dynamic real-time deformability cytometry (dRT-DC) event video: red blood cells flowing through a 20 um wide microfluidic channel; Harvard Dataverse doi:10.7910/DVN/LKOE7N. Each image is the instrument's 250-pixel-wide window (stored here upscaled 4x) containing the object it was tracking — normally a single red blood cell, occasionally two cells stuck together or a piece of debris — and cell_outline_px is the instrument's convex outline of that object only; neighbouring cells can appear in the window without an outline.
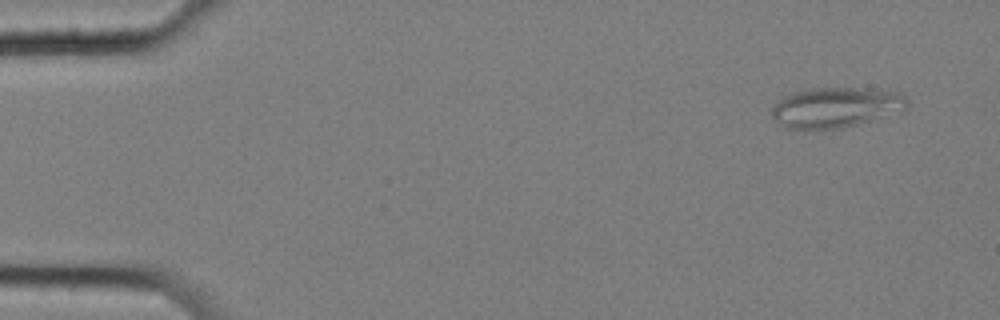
{"species": "common noctule bat (a hibernating species)", "species_latin": "Nyctalus noctula", "temperature_condition": "cold", "stored_images_in_passage": 6, "camera_frame_rate_fps": 3000, "um_per_image_px": 0.085, "animal": {"sex": "female", "body_mass_g": 25.1}, "frame": {"image": 1, "passage_image": 4, "time_ms": 1.0, "image_size_px": [1000, 320], "cell_outline_px": [[908, 100], [904, 108], [856, 124], [840, 128], [784, 128], [768, 112], [784, 96], [792, 92], [812, 88], [856, 88], [896, 92], [904, 96]], "centroid_in_image_um": [70.93, 9.11], "position_along_channel_um": 14.1, "area_um2": 30.75}}